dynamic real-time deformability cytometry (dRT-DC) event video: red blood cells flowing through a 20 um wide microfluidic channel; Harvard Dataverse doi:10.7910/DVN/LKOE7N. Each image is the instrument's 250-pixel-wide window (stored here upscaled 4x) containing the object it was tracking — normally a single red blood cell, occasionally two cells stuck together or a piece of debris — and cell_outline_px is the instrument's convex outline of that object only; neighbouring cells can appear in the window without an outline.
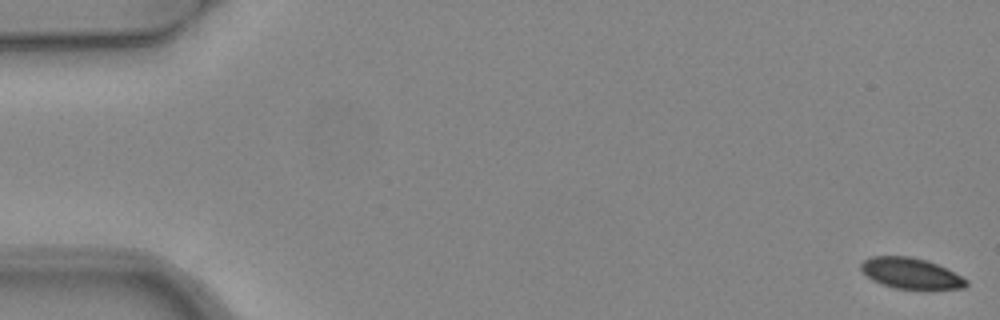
{"species": "common noctule bat (a hibernating species)", "species_latin": "Nyctalus noctula", "temperature_condition": "warm", "stored_images_in_passage": 5, "camera_frame_rate_fps": 3000, "um_per_image_px": 0.085, "animal": {"sex": "female", "body_mass_g": 24.6, "forearm_length_mm": 56.2}, "frame": {"image": 1, "passage_image": 1, "time_ms": 0.0, "image_size_px": [1000, 320], "cell_outline_px": [[968, 284], [964, 288], [896, 288], [872, 280], [860, 268], [860, 264], [864, 260], [872, 256], [908, 256], [928, 260], [968, 280]], "centroid_in_image_um": [77.39, 23.21], "position_along_channel_um": 7.6, "area_um2": 18.38}}
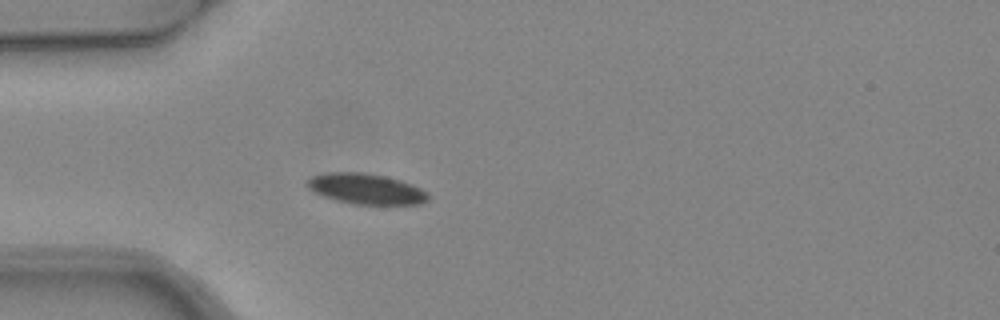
{"frame": {"image": 2, "passage_image": 5, "time_ms": 1.333, "image_size_px": [1000, 320], "cell_outline_px": [[428, 200], [420, 204], [352, 204], [336, 200], [312, 192], [304, 184], [304, 180], [312, 176], [324, 172], [364, 172], [388, 176], [412, 184], [428, 192]], "centroid_in_image_um": [31.06, 16.04], "position_along_channel_um": 53.9, "area_um2": 21.91}}